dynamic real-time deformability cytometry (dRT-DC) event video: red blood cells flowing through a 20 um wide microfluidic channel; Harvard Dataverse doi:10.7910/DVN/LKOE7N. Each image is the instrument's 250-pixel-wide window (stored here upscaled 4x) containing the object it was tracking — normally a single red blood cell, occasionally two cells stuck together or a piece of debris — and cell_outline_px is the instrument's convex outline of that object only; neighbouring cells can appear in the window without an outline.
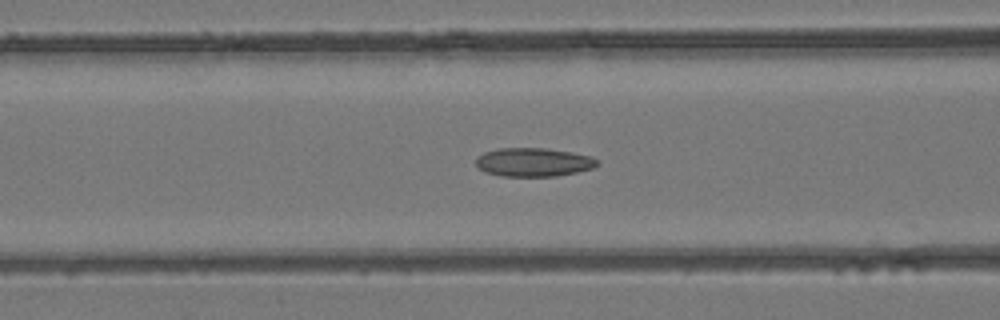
{"species": "common noctule bat (a hibernating species)", "species_latin": "Nyctalus noctula", "temperature_condition": "room temperature", "stored_images_in_passage": 24, "camera_frame_rate_fps": 3000, "um_per_image_px": 0.085, "animal": {"sex": "female", "body_mass_g": 24.6, "forearm_length_mm": 56.2}, "frame": {"image": 1, "passage_image": 20, "time_ms": 6.333, "image_size_px": [1000, 320], "cell_outline_px": [[600, 164], [592, 168], [576, 172], [556, 176], [504, 176], [484, 172], [476, 164], [476, 156], [484, 152], [496, 148], [548, 148], [572, 152], [588, 156], [596, 160]], "centroid_in_image_um": [45.31, 13.78], "position_along_channel_um": 121.3, "area_um2": 20.23}}
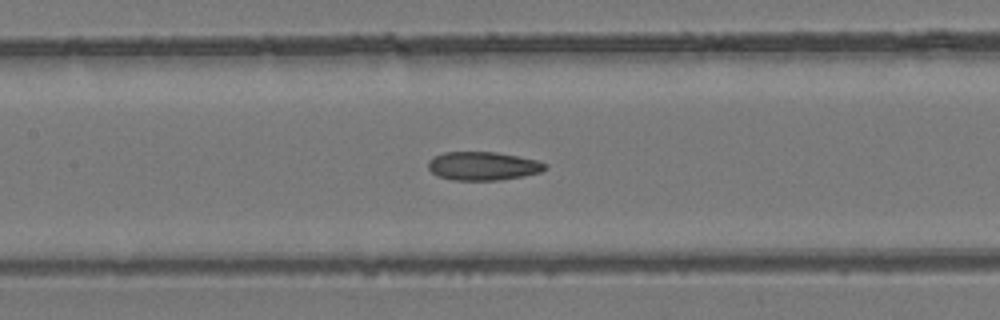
{"frame": {"image": 2, "passage_image": 23, "time_ms": 7.333, "image_size_px": [1000, 320], "cell_outline_px": [[548, 168], [540, 172], [524, 176], [500, 180], [452, 180], [440, 176], [432, 172], [428, 168], [428, 160], [432, 156], [444, 152], [496, 152], [520, 156], [536, 160], [548, 164]], "centroid_in_image_um": [41.07, 14.1], "position_along_channel_um": 166.3, "area_um2": 19.59}}